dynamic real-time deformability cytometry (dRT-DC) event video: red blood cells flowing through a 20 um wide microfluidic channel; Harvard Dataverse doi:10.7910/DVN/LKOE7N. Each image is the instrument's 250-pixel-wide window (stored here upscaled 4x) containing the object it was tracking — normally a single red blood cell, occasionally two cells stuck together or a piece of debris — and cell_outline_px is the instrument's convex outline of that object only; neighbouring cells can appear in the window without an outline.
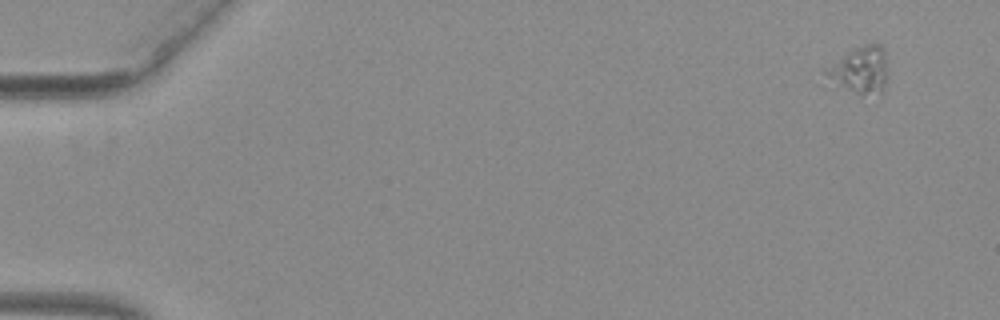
{"species": "common noctule bat (a hibernating species)", "species_latin": "Nyctalus noctula", "temperature_condition": "warm", "stored_images_in_passage": 52, "camera_frame_rate_fps": 3000, "um_per_image_px": 0.085, "animal": {"sex": "female", "body_mass_g": 29.2, "forearm_length_mm": 56.3}, "frame": {"image": 1, "passage_image": 1, "time_ms": 0.0, "image_size_px": [1000, 320], "cell_outline_px": [[888, 80], [884, 88], [880, 92], [860, 96], [820, 84], [820, 68], [852, 48], [864, 44], [884, 44], [888, 68]], "centroid_in_image_um": [72.91, 6.0], "position_along_channel_um": 12.1, "area_um2": 19.25}}
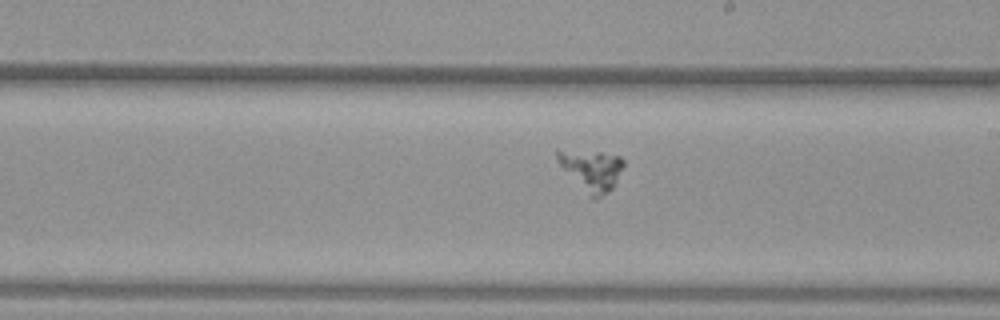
{"frame": {"image": 2, "passage_image": 30, "time_ms": 9.667, "image_size_px": [1000, 320], "cell_outline_px": [[624, 168], [612, 188], [608, 192], [596, 200], [592, 200], [556, 160], [556, 148], [600, 152], [620, 156], [624, 160]], "centroid_in_image_um": [50.28, 14.44], "position_along_channel_um": 238.7, "area_um2": 16.01}}
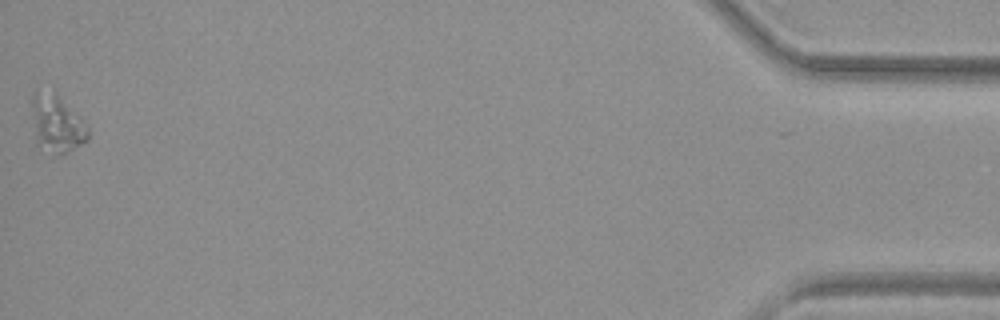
{"frame": {"image": 3, "passage_image": 52, "time_ms": 17.0, "image_size_px": [1000, 320], "cell_outline_px": [[88, 140], [68, 152], [56, 152], [36, 144], [32, 108], [32, 96], [36, 92], [56, 88], [88, 128]], "centroid_in_image_um": [4.83, 10.41], "position_along_channel_um": 430.4, "area_um2": 18.61}}